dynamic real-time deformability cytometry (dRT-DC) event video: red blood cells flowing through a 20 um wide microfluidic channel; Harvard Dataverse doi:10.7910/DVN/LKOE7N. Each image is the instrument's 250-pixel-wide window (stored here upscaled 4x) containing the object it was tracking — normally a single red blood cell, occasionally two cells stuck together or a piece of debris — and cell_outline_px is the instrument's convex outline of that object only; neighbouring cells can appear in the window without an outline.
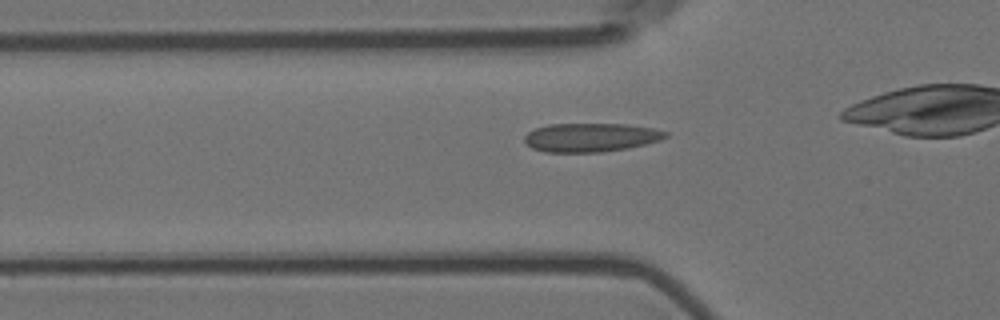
{"species": "Egyptian fruit bat (a non-hibernating species)", "species_latin": "Rousettus aegyptiacus", "temperature_condition": "room temperature", "stored_images_in_passage": 41, "camera_frame_rate_fps": 3000, "um_per_image_px": 0.085, "animal": {"sex": "female"}, "frame": {"image": 1, "passage_image": 15, "time_ms": 4.667, "image_size_px": [1000, 320], "cell_outline_px": [[668, 136], [660, 140], [628, 148], [600, 152], [544, 152], [532, 148], [524, 140], [524, 136], [528, 132], [536, 128], [548, 124], [628, 124], [652, 128], [668, 132]], "centroid_in_image_um": [50.21, 11.68], "position_along_channel_um": 75.6, "area_um2": 23.58}}
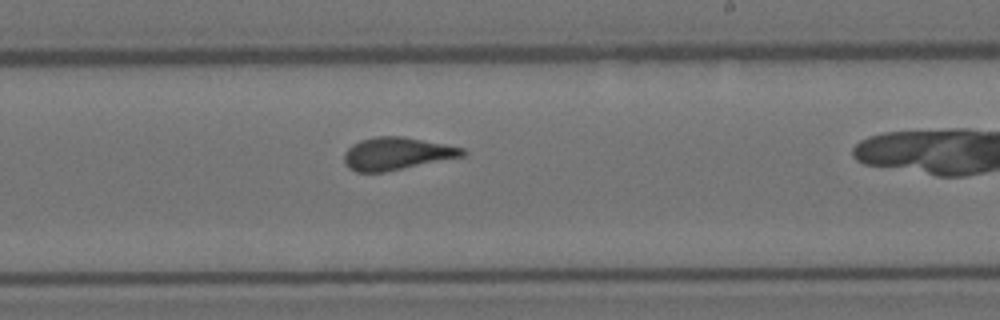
{"frame": {"image": 2, "passage_image": 30, "time_ms": 9.667, "image_size_px": [1000, 320], "cell_outline_px": [[468, 152], [464, 156], [384, 172], [356, 172], [348, 168], [344, 164], [344, 152], [352, 144], [360, 140], [376, 136], [404, 136], [464, 148]], "centroid_in_image_um": [33.7, 13.05], "position_along_channel_um": 255.3, "area_um2": 22.54}}
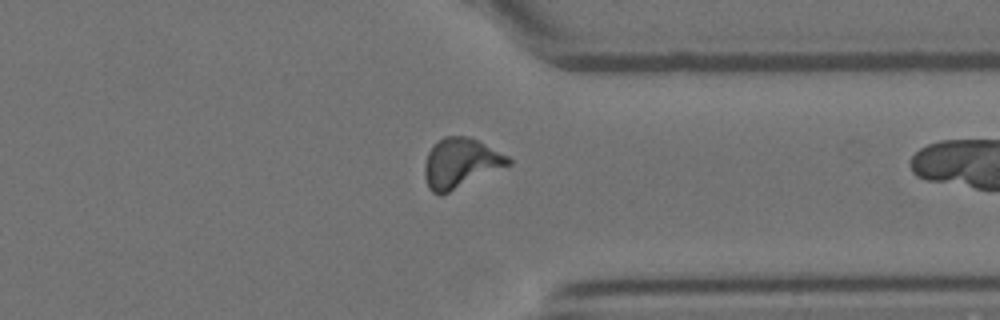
{"frame": {"image": 3, "passage_image": 40, "time_ms": 13.0, "image_size_px": [1000, 320], "cell_outline_px": [[512, 164], [440, 196], [432, 192], [428, 188], [424, 176], [424, 164], [428, 152], [432, 144], [444, 136], [468, 136], [508, 156], [512, 160]], "centroid_in_image_um": [39.11, 13.87], "position_along_channel_um": 372.3, "area_um2": 24.28}}